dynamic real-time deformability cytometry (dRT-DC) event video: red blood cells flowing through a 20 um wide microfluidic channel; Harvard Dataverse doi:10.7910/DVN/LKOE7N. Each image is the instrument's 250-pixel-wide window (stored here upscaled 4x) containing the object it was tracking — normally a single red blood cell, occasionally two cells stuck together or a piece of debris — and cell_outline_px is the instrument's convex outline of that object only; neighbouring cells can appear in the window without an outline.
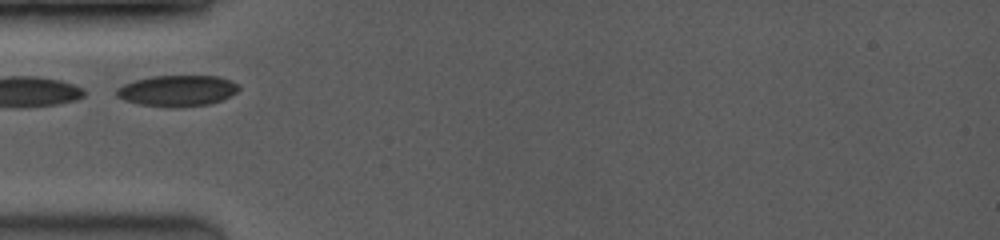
{"species": "common noctule bat (a hibernating species)", "species_latin": "Nyctalus noctula", "temperature_condition": "room temperature", "stored_images_in_passage": 28, "camera_frame_rate_fps": 3500, "um_per_image_px": 0.085, "animal": {"sex": "female", "body_mass_g": 19.0, "forearm_length_mm": 53.3}, "frame": {"image": 1, "passage_image": 1, "time_ms": 0.0, "image_size_px": [1000, 240], "cell_outline_px": [[240, 88], [236, 92], [220, 100], [208, 104], [180, 108], [164, 108], [140, 104], [124, 100], [116, 96], [116, 88], [124, 84], [136, 80], [152, 76], [216, 76], [228, 80], [236, 84]], "centroid_in_image_um": [15.02, 7.73], "position_along_channel_um": 70.0, "area_um2": 22.08}}